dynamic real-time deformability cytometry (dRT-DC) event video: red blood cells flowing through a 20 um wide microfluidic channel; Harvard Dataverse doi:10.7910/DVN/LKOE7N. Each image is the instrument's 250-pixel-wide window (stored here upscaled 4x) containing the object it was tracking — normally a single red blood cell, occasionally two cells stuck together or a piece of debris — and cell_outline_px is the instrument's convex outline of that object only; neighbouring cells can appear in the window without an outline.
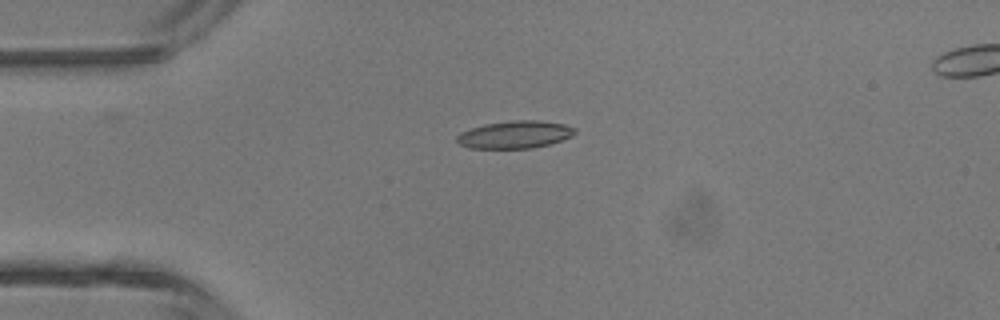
{"species": "common noctule bat (a hibernating species)", "species_latin": "Nyctalus noctula", "temperature_condition": "room temperature", "stored_images_in_passage": 15, "camera_frame_rate_fps": 3000, "um_per_image_px": 0.085, "animal": {"sex": "male", "body_mass_g": 13.3}, "frame": {"image": 1, "passage_image": 12, "time_ms": 3.667, "image_size_px": [1000, 320], "cell_outline_px": [[576, 132], [572, 136], [548, 144], [532, 148], [468, 148], [460, 144], [456, 140], [456, 136], [460, 132], [484, 124], [512, 120], [540, 120], [564, 124], [576, 128]], "centroid_in_image_um": [43.76, 11.43], "position_along_channel_um": 41.2, "area_um2": 18.9}}